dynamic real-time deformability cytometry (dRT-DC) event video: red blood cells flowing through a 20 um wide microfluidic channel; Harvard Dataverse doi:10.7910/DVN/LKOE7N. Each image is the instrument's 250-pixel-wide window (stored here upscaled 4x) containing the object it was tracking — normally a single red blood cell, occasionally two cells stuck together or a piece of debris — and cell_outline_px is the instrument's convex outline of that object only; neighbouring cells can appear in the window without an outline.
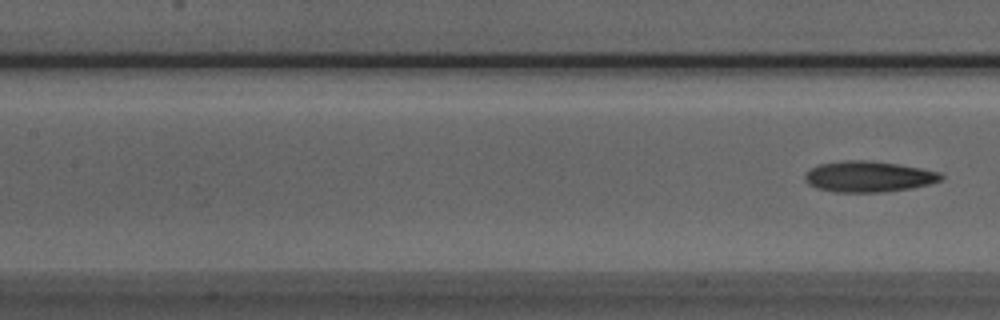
{"species": "Egyptian fruit bat (a non-hibernating species)", "species_latin": "Rousettus aegyptiacus", "temperature_condition": "room temperature", "stored_images_in_passage": 7, "camera_frame_rate_fps": 3000, "um_per_image_px": 0.085, "animal": {"sex": "male"}, "frame": {"image": 1, "passage_image": 7, "time_ms": 2.0, "image_size_px": [1000, 320], "cell_outline_px": [[944, 176], [940, 180], [928, 184], [912, 188], [880, 192], [836, 192], [816, 188], [808, 184], [804, 180], [804, 176], [812, 168], [820, 164], [844, 160], [868, 160], [896, 164], [920, 168], [940, 172]], "centroid_in_image_um": [73.81, 15.01], "position_along_channel_um": 133.6, "area_um2": 24.33}}